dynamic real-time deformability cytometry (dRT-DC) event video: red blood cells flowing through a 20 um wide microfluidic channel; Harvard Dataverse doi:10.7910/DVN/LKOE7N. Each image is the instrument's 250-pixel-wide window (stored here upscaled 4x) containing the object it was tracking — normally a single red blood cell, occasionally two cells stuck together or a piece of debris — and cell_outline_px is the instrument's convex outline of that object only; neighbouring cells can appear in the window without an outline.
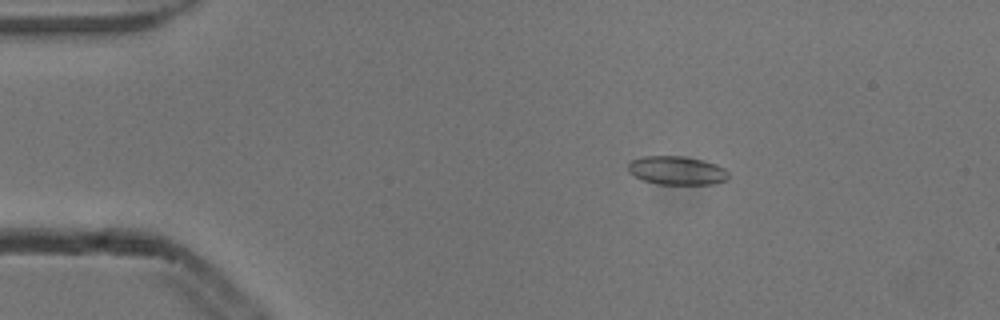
{"species": "common noctule bat (a hibernating species)", "species_latin": "Nyctalus noctula", "temperature_condition": "cold", "stored_images_in_passage": 5, "camera_frame_rate_fps": 3000, "um_per_image_px": 0.085, "animal": {"sex": "male", "body_mass_g": 13.3}, "frame": {"image": 1, "passage_image": 3, "time_ms": 0.667, "image_size_px": [1000, 320], "cell_outline_px": [[728, 180], [712, 184], [660, 184], [644, 180], [628, 172], [628, 164], [632, 160], [644, 156], [684, 156], [716, 164], [724, 168], [728, 172]], "centroid_in_image_um": [57.54, 14.49], "position_along_channel_um": 27.5, "area_um2": 16.59}}